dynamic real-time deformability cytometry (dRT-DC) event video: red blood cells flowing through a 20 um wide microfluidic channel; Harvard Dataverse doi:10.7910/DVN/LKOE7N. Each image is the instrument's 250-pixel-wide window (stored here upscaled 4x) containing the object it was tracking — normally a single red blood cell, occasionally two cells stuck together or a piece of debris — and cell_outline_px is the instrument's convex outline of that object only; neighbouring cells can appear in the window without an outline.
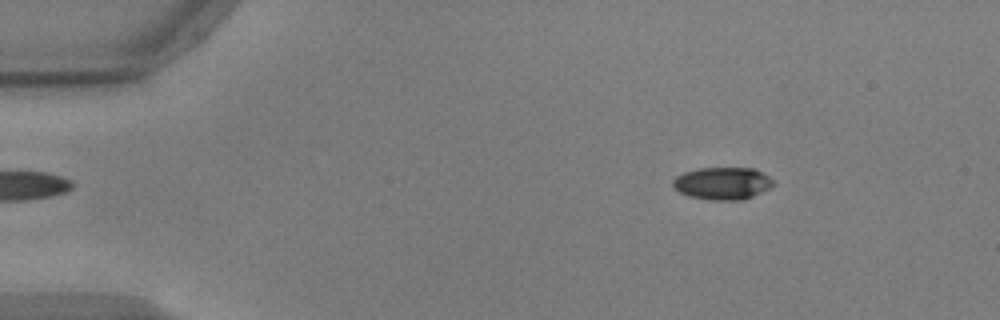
{"species": "common noctule bat (a hibernating species)", "species_latin": "Nyctalus noctula", "temperature_condition": "warm", "stored_images_in_passage": 50, "camera_frame_rate_fps": 3000, "um_per_image_px": 0.085, "animal": {"sex": "male", "body_mass_g": 17.9, "forearm_length_mm": 54.2}, "frame": {"image": 1, "passage_image": 3, "time_ms": 0.667, "image_size_px": [1000, 320], "cell_outline_px": [[776, 184], [744, 200], [712, 200], [688, 196], [672, 188], [672, 180], [676, 176], [684, 172], [700, 168], [752, 168], [776, 180]], "centroid_in_image_um": [61.39, 15.59], "position_along_channel_um": 23.6, "area_um2": 19.02}}
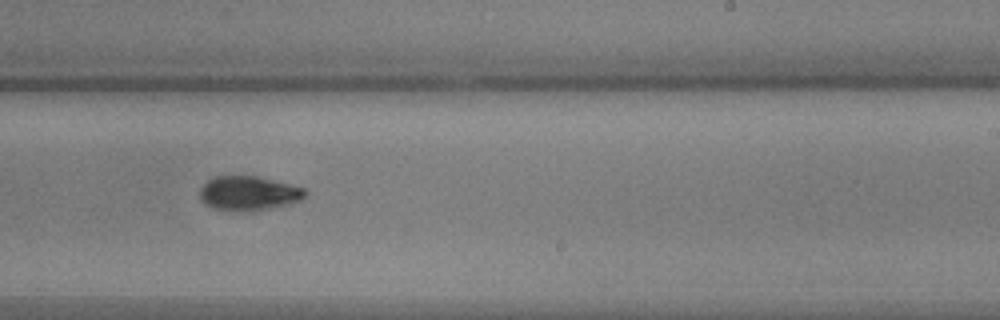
{"frame": {"image": 2, "passage_image": 29, "time_ms": 9.333, "image_size_px": [1000, 320], "cell_outline_px": [[308, 192], [300, 200], [288, 204], [256, 212], [236, 212], [212, 208], [204, 204], [200, 200], [200, 188], [208, 180], [216, 176], [256, 176], [292, 184], [304, 188]], "centroid_in_image_um": [21.12, 16.45], "position_along_channel_um": 267.9, "area_um2": 21.5}}
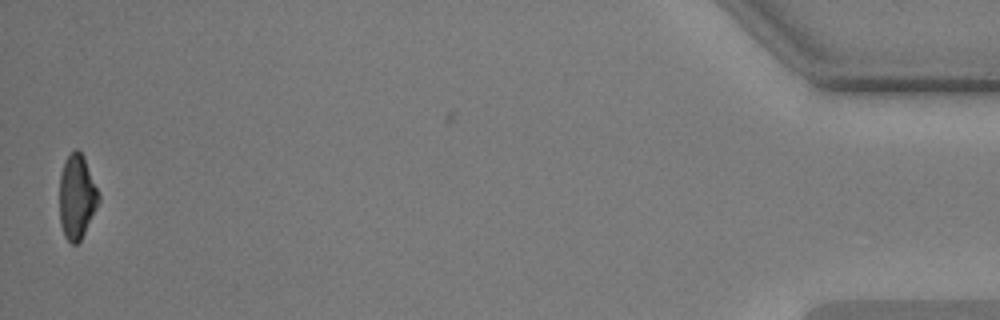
{"frame": {"image": 3, "passage_image": 49, "time_ms": 16.0, "image_size_px": [1000, 320], "cell_outline_px": [[100, 200], [80, 240], [76, 244], [72, 244], [64, 236], [60, 224], [60, 176], [64, 160], [76, 148], [84, 156], [100, 196]], "centroid_in_image_um": [6.52, 16.72], "position_along_channel_um": 428.7, "area_um2": 19.02}, "authors_computed_cell_mechanics": {"area_um2": 20.4901, "velocity_mm_per_s": 3.729, "shape_relaxation_time_tau1_ms": 2.7565, "shape_relaxation_time_tau2_ms": 3.0667, "deformation_change_tau1": 0.1333, "deformation_change_tau2": 0.0693}}